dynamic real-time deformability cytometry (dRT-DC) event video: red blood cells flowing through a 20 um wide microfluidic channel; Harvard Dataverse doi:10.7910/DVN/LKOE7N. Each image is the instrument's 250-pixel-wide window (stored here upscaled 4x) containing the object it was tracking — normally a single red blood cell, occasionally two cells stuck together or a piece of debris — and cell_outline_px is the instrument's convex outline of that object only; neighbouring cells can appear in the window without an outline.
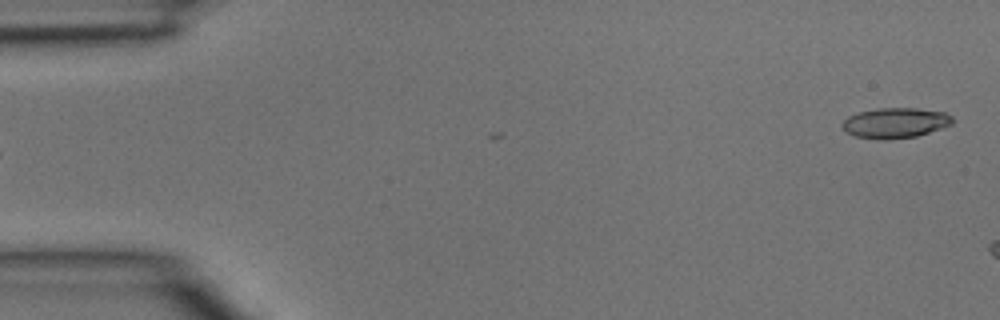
{"species": "common noctule bat (a hibernating species)", "species_latin": "Nyctalus noctula", "temperature_condition": "room temperature", "stored_images_in_passage": 3, "camera_frame_rate_fps": 3000, "um_per_image_px": 0.085, "animal": {"sex": "male", "body_mass_g": 15.6}, "frame": {"image": 1, "passage_image": 1, "time_ms": 0.0, "image_size_px": [1000, 320], "cell_outline_px": [[952, 124], [916, 136], [888, 140], [880, 140], [856, 136], [848, 132], [840, 124], [848, 116], [860, 112], [880, 108], [916, 108], [944, 112], [952, 116]], "centroid_in_image_um": [76.09, 10.45], "position_along_channel_um": 8.9, "area_um2": 19.25}}